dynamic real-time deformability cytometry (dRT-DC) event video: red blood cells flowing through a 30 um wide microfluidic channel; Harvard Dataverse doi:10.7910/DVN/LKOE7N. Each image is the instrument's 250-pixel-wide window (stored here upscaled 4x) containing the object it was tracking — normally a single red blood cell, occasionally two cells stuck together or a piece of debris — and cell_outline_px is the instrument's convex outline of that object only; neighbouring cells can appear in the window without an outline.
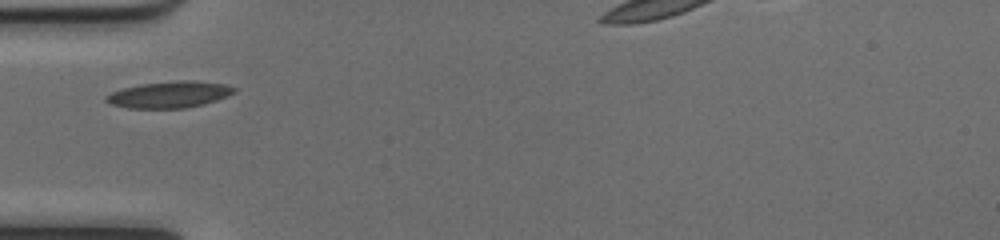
{"species": "common noctule bat (a hibernating species)", "species_latin": "Nyctalus noctula", "temperature_condition": "cold", "stored_images_in_passage": 31, "camera_frame_rate_fps": 3000, "um_per_image_px": 0.085, "animal": {"sex": "female", "body_mass_g": 17.0, "forearm_length_mm": 48.0}, "frame": {"image": 1, "passage_image": 1, "time_ms": 0.0, "image_size_px": [1000, 240], "cell_outline_px": [[236, 92], [228, 96], [204, 104], [184, 108], [128, 108], [112, 104], [104, 100], [104, 96], [112, 92], [124, 88], [140, 84], [176, 80], [188, 80], [228, 84], [236, 88]], "centroid_in_image_um": [14.42, 8.03], "position_along_channel_um": 70.6, "area_um2": 19.83}}
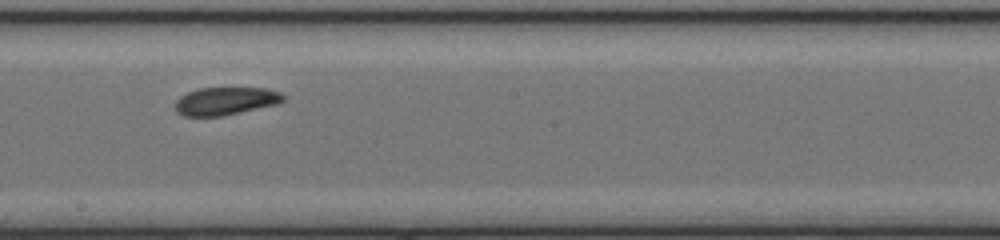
{"frame": {"image": 2, "passage_image": 13, "time_ms": 4.0, "image_size_px": [1000, 240], "cell_outline_px": [[284, 100], [276, 104], [224, 116], [184, 116], [176, 112], [176, 100], [180, 96], [188, 92], [200, 88], [268, 88], [280, 92], [284, 96]], "centroid_in_image_um": [19.17, 8.59], "position_along_channel_um": 229.0, "area_um2": 17.51}}
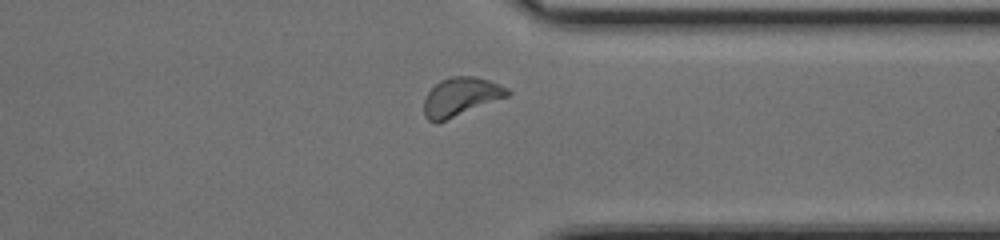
{"frame": {"image": 3, "passage_image": 24, "time_ms": 7.667, "image_size_px": [1000, 240], "cell_outline_px": [[512, 92], [508, 96], [436, 124], [428, 120], [424, 116], [424, 100], [428, 92], [440, 80], [452, 76], [472, 76], [488, 80], [508, 88]], "centroid_in_image_um": [39.15, 8.24], "position_along_channel_um": 372.3, "area_um2": 18.67}}